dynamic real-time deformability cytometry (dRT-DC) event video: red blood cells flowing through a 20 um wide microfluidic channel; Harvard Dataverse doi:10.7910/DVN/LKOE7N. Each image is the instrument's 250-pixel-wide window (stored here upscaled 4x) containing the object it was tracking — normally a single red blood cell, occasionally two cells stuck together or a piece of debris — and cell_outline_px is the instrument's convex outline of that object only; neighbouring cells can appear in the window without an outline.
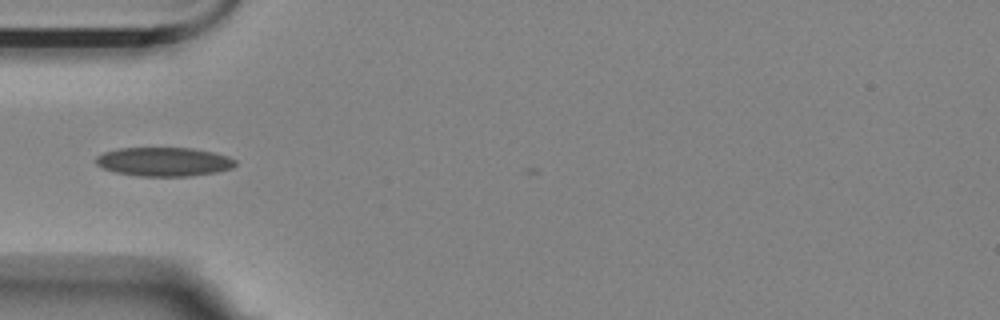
{"species": "Egyptian fruit bat (a non-hibernating species)", "species_latin": "Rousettus aegyptiacus", "temperature_condition": "room temperature", "stored_images_in_passage": 35, "camera_frame_rate_fps": 3000, "um_per_image_px": 0.085, "animal": {"sex": "female"}, "frame": {"image": 1, "passage_image": 1, "time_ms": 0.0, "image_size_px": [1000, 320], "cell_outline_px": [[236, 164], [232, 168], [216, 172], [188, 176], [140, 176], [116, 172], [104, 168], [96, 164], [96, 156], [104, 152], [120, 148], [192, 148], [212, 152], [228, 156], [236, 160]], "centroid_in_image_um": [13.94, 13.74], "position_along_channel_um": 71.1, "area_um2": 23.35}}
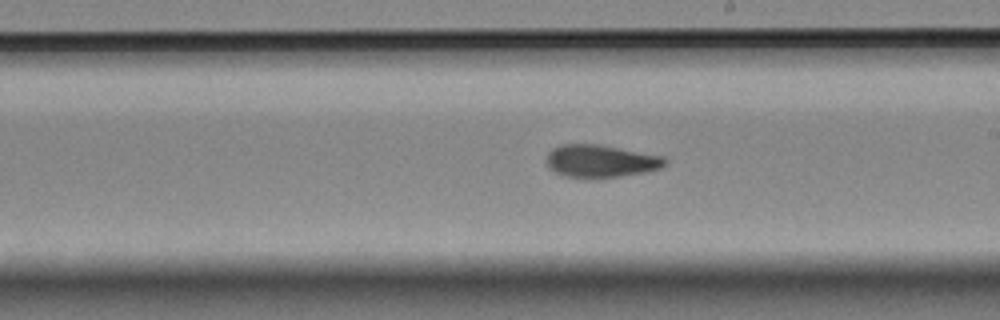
{"frame": {"image": 2, "passage_image": 15, "time_ms": 4.667, "image_size_px": [1000, 320], "cell_outline_px": [[668, 160], [660, 168], [648, 172], [600, 180], [584, 180], [564, 176], [548, 168], [548, 152], [552, 148], [560, 144], [600, 144], [664, 156]], "centroid_in_image_um": [51.07, 13.73], "position_along_channel_um": 237.9, "area_um2": 23.35}}
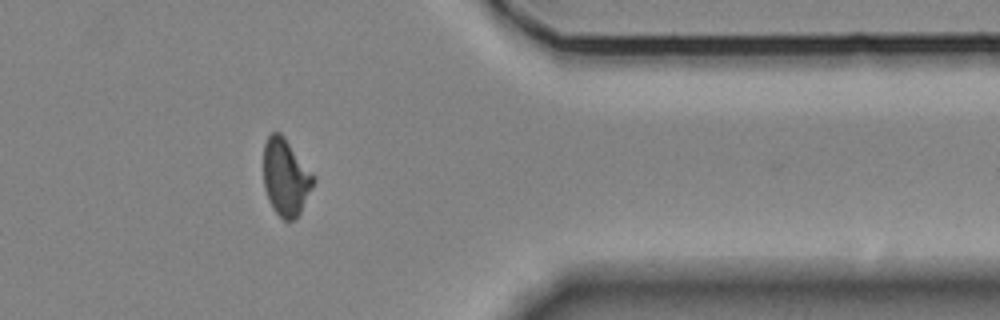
{"frame": {"image": 3, "passage_image": 29, "time_ms": 9.333, "image_size_px": [1000, 320], "cell_outline_px": [[316, 180], [296, 220], [284, 220], [272, 208], [268, 200], [264, 188], [264, 144], [268, 136], [272, 132], [280, 132], [284, 136]], "centroid_in_image_um": [24.26, 15.09], "position_along_channel_um": 387.1, "area_um2": 22.08}}